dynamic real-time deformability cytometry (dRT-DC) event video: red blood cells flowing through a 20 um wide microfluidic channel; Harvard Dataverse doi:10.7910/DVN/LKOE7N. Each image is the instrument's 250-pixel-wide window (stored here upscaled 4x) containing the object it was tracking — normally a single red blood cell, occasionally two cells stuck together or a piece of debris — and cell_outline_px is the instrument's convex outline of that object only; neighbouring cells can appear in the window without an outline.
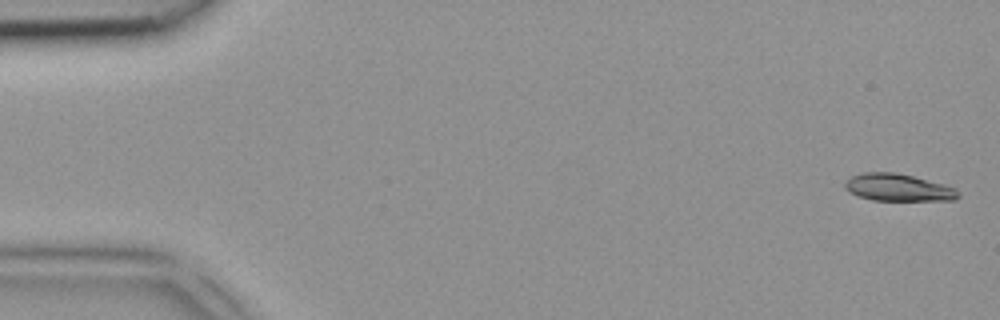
{"species": "common noctule bat (a hibernating species)", "species_latin": "Nyctalus noctula", "temperature_condition": "room temperature", "stored_images_in_passage": 5, "camera_frame_rate_fps": 3000, "um_per_image_px": 0.085, "animal": {"sex": "female", "body_mass_g": 18.4}, "frame": {"image": 1, "passage_image": 1, "time_ms": 0.0, "image_size_px": [1000, 320], "cell_outline_px": [[960, 196], [956, 200], [872, 200], [848, 192], [844, 188], [844, 180], [860, 172], [896, 172], [944, 184], [956, 188], [960, 192]], "centroid_in_image_um": [76.33, 15.93], "position_along_channel_um": 8.7, "area_um2": 18.15}}